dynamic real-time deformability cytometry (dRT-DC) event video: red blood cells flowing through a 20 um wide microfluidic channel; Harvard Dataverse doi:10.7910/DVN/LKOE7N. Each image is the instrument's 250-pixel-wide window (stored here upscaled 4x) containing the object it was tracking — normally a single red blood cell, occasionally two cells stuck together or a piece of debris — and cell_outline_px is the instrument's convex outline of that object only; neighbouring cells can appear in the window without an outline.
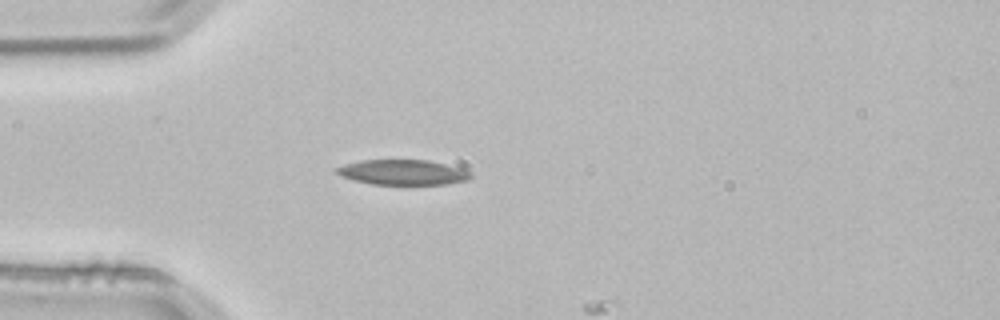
{"species": "common noctule bat (a hibernating species)", "species_latin": "Nyctalus noctula", "temperature_condition": "room temperature", "stored_images_in_passage": 1, "camera_frame_rate_fps": 3000, "um_per_image_px": 0.085, "animal": {"sex": "male", "body_mass_g": 21.5, "forearm_length_mm": 52.0}, "frame": {"image": 1, "passage_image": 1, "time_ms": 0.0, "image_size_px": [1000, 320], "cell_outline_px": [[472, 176], [468, 180], [448, 184], [372, 184], [352, 180], [340, 176], [332, 168], [344, 164], [360, 160], [428, 160], [460, 168], [468, 172]], "centroid_in_image_um": [34.16, 14.64], "position_along_channel_um": 50.8, "area_um2": 19.65}}